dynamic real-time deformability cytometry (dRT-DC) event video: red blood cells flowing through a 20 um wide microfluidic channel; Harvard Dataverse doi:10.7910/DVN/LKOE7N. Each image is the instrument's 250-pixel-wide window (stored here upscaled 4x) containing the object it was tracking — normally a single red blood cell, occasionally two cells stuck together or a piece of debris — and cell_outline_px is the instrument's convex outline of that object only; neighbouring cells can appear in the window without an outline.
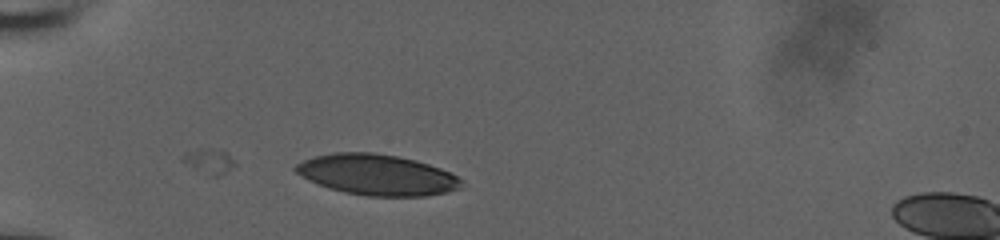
{"species": "human", "species_latin": "Homo sapiens", "temperature_condition": "room temperature", "stored_images_in_passage": 9, "camera_frame_rate_fps": 3000, "um_per_image_px": 0.085, "donor": {"sex": "male"}, "frame": {"image": 1, "passage_image": 1, "time_ms": 0.0, "image_size_px": [1000, 240], "cell_outline_px": [[464, 180], [460, 188], [448, 192], [428, 196], [368, 196], [344, 192], [328, 188], [308, 180], [296, 172], [292, 168], [296, 164], [304, 160], [316, 156], [332, 152], [372, 152], [396, 156], [416, 160], [440, 168]], "centroid_in_image_um": [32.04, 14.86], "position_along_channel_um": 53.0, "area_um2": 39.42}}
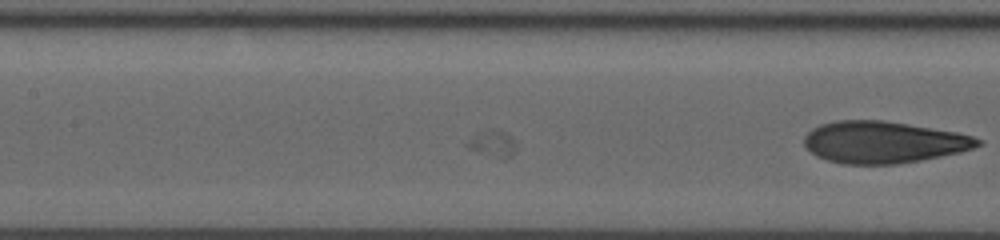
{"frame": {"image": 2, "passage_image": 9, "time_ms": 2.667, "image_size_px": [1000, 240], "cell_outline_px": [[984, 140], [980, 144], [972, 148], [960, 152], [920, 160], [896, 164], [844, 164], [828, 160], [816, 156], [804, 144], [804, 136], [812, 128], [820, 124], [836, 120], [884, 120], [956, 132], [972, 136]], "centroid_in_image_um": [75.07, 12.08], "position_along_channel_um": 132.3, "area_um2": 42.14}}